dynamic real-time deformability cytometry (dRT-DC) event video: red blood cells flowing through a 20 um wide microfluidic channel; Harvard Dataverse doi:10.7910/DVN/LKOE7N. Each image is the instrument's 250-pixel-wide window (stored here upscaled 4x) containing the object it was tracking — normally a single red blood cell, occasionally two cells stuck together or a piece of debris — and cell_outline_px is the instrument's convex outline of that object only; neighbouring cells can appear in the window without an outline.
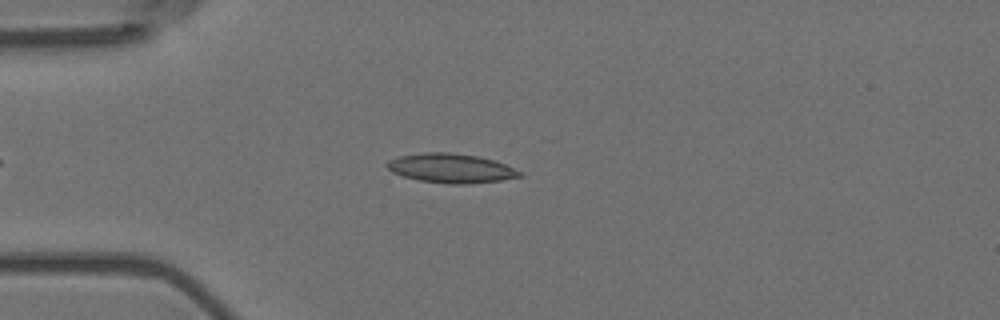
{"species": "Egyptian fruit bat (a non-hibernating species)", "species_latin": "Rousettus aegyptiacus", "temperature_condition": "room temperature", "stored_images_in_passage": 19, "camera_frame_rate_fps": 3000, "um_per_image_px": 0.085, "animal": {"sex": "female"}, "frame": {"image": 1, "passage_image": 11, "time_ms": 3.333, "image_size_px": [1000, 320], "cell_outline_px": [[524, 176], [500, 180], [468, 184], [448, 184], [420, 180], [404, 176], [392, 172], [384, 164], [388, 160], [400, 156], [424, 152], [452, 152], [476, 156], [492, 160], [504, 164], [524, 172]], "centroid_in_image_um": [38.34, 14.3], "position_along_channel_um": 46.7, "area_um2": 22.6}}
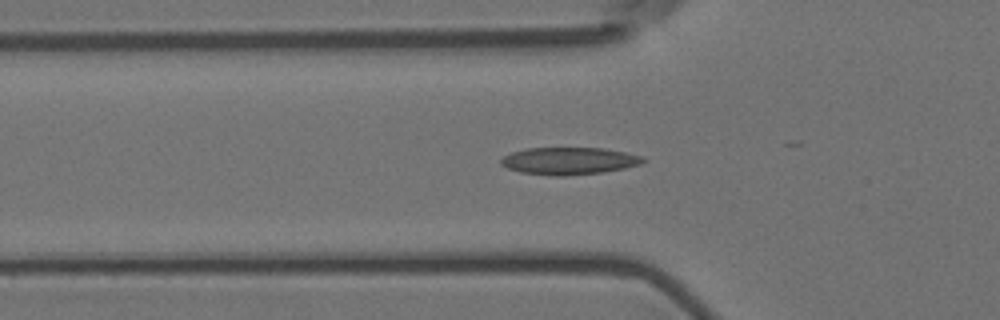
{"frame": {"image": 2, "passage_image": 15, "time_ms": 4.667, "image_size_px": [1000, 320], "cell_outline_px": [[648, 160], [640, 164], [624, 168], [604, 172], [564, 176], [556, 176], [520, 172], [508, 168], [500, 164], [500, 160], [504, 156], [512, 152], [528, 148], [604, 148], [644, 156]], "centroid_in_image_um": [48.39, 13.68], "position_along_channel_um": 77.4, "area_um2": 22.6}}
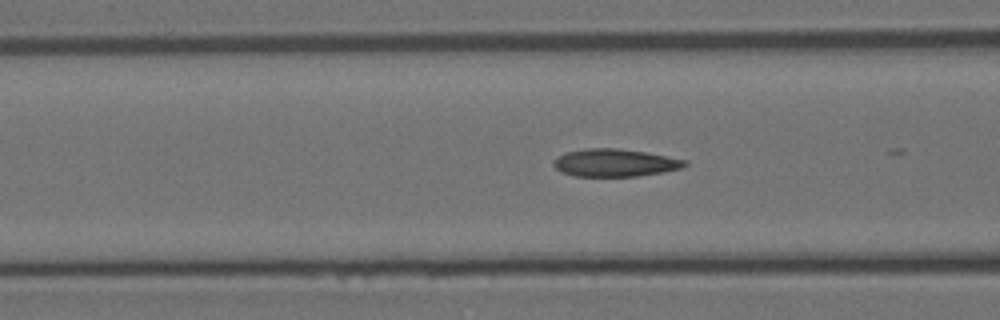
{"frame": {"image": 3, "passage_image": 18, "time_ms": 5.667, "image_size_px": [1000, 320], "cell_outline_px": [[688, 164], [684, 168], [636, 176], [576, 176], [560, 172], [552, 164], [552, 160], [568, 152], [584, 148], [616, 148], [644, 152], [688, 160]], "centroid_in_image_um": [52.26, 13.83], "position_along_channel_um": 114.3, "area_um2": 21.04}}